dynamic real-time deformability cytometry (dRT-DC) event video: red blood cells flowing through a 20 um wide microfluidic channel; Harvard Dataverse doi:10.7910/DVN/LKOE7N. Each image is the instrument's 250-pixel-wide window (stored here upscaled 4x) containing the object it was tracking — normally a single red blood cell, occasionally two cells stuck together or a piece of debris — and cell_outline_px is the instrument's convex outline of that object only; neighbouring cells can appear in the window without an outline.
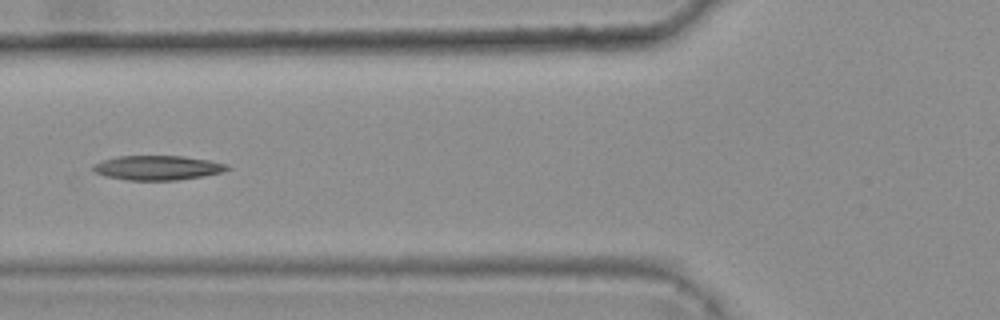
{"species": "common noctule bat (a hibernating species)", "species_latin": "Nyctalus noctula", "temperature_condition": "warm", "stored_images_in_passage": 7, "camera_frame_rate_fps": 3000, "um_per_image_px": 0.085, "animal": {"sex": "female", "body_mass_g": 25.1}, "frame": {"image": 1, "passage_image": 6, "time_ms": 1.667, "image_size_px": [1000, 320], "cell_outline_px": [[232, 168], [224, 172], [176, 180], [128, 180], [104, 176], [96, 172], [92, 168], [92, 164], [104, 160], [120, 156], [184, 156], [208, 160], [228, 164]], "centroid_in_image_um": [13.41, 14.26], "position_along_channel_um": 112.4, "area_um2": 19.07}}
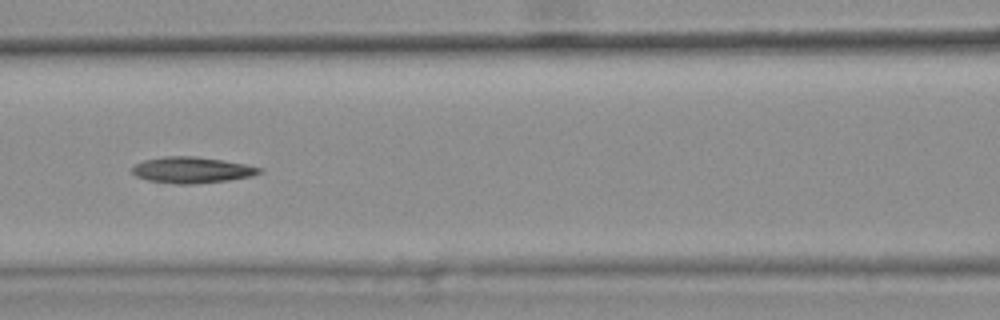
{"frame": {"image": 2, "passage_image": 7, "time_ms": 2.0, "image_size_px": [1000, 320], "cell_outline_px": [[264, 172], [252, 176], [228, 180], [192, 184], [172, 184], [148, 180], [136, 176], [132, 172], [132, 168], [136, 164], [144, 160], [164, 156], [196, 156], [244, 164], [264, 168]], "centroid_in_image_um": [16.32, 14.45], "position_along_channel_um": 150.3, "area_um2": 19.36}}